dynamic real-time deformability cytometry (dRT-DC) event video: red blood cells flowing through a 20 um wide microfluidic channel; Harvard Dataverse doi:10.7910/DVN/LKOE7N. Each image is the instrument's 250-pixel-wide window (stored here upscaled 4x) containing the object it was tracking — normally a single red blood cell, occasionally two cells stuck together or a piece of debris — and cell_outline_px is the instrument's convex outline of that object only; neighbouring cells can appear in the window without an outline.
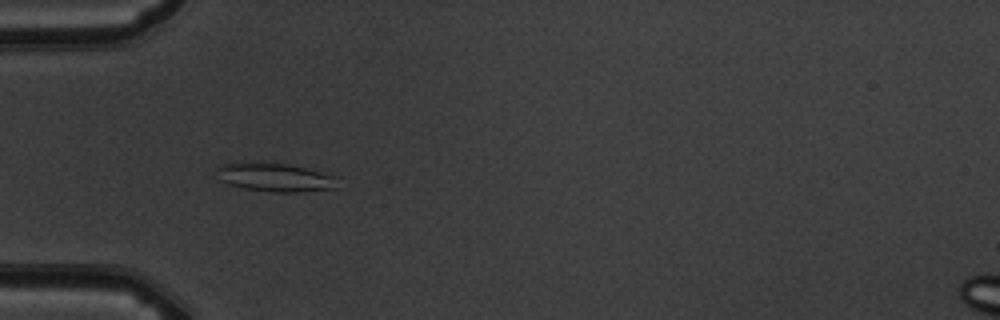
{"species": "common noctule bat (a hibernating species)", "species_latin": "Nyctalus noctula", "temperature_condition": "warm", "stored_images_in_passage": 5, "camera_frame_rate_fps": 3000, "um_per_image_px": 0.085, "animal": {"sex": "male", "body_mass_g": 19.5, "forearm_length_mm": 54.6}, "frame": {"image": 1, "passage_image": 4, "time_ms": 3.333, "image_size_px": [1000, 320], "cell_outline_px": [[336, 188], [300, 192], [272, 192], [244, 188], [228, 184], [220, 180], [216, 168], [220, 164], [240, 160], [288, 164], [336, 176]], "centroid_in_image_um": [23.29, 15.05], "position_along_channel_um": 61.7, "area_um2": 20.4}}
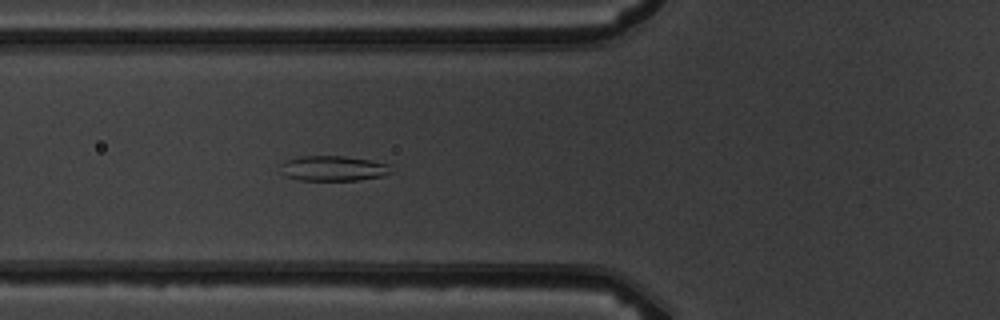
{"frame": {"image": 2, "passage_image": 5, "time_ms": 4.333, "image_size_px": [1000, 320], "cell_outline_px": [[392, 172], [384, 176], [360, 180], [300, 180], [284, 176], [280, 172], [280, 164], [284, 160], [300, 156], [344, 156], [368, 160], [388, 164]], "centroid_in_image_um": [28.27, 14.31], "position_along_channel_um": 97.5, "area_um2": 16.36}}